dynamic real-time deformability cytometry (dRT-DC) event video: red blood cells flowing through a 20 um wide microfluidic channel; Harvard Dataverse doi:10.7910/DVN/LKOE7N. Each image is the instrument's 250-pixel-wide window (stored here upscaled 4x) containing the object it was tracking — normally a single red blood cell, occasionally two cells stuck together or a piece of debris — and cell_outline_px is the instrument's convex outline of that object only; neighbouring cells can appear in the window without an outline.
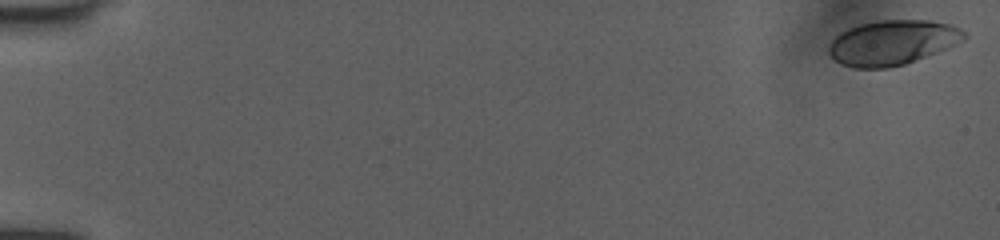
{"species": "human", "species_latin": "Homo sapiens", "temperature_condition": "room temperature", "stored_images_in_passage": 52, "camera_frame_rate_fps": 3000, "um_per_image_px": 0.085, "donor": {"sex": "female"}, "frame": {"image": 1, "passage_image": 1, "time_ms": 0.0, "image_size_px": [1000, 240], "cell_outline_px": [[968, 36], [964, 40], [948, 48], [904, 64], [888, 68], [852, 68], [840, 64], [828, 52], [828, 48], [832, 40], [840, 32], [848, 28], [860, 24], [880, 20], [928, 20], [948, 24], [960, 28], [968, 32]], "centroid_in_image_um": [75.87, 3.62], "position_along_channel_um": 9.1, "area_um2": 35.43}}
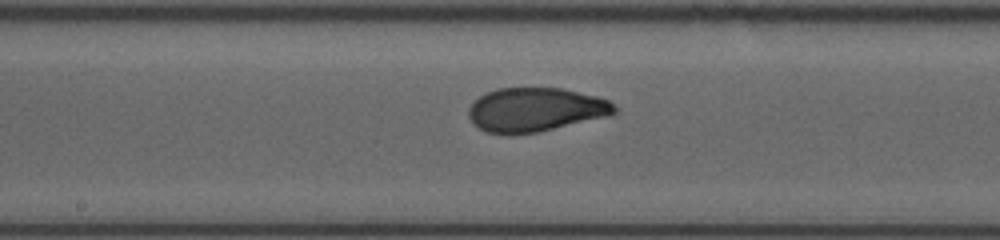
{"frame": {"image": 2, "passage_image": 29, "time_ms": 9.333, "image_size_px": [1000, 240], "cell_outline_px": [[620, 112], [612, 116], [536, 132], [508, 136], [484, 132], [468, 116], [468, 108], [480, 96], [496, 88], [560, 88], [596, 96], [608, 100], [616, 104], [620, 108]], "centroid_in_image_um": [45.57, 9.34], "position_along_channel_um": 202.6, "area_um2": 37.8}}
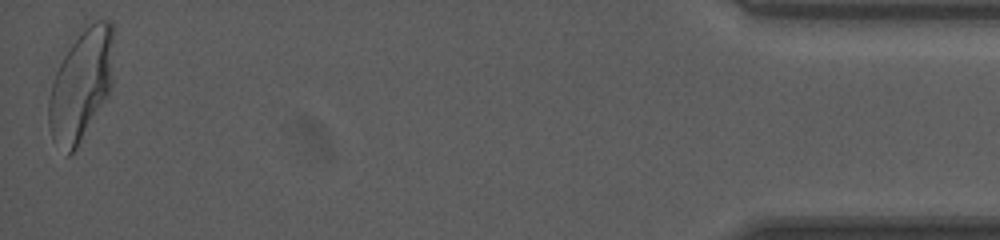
{"frame": {"image": 3, "passage_image": 52, "time_ms": 17.0, "image_size_px": [1000, 240], "cell_outline_px": [[112, 88], [108, 96], [76, 148], [68, 156], [52, 140], [48, 124], [48, 100], [52, 80], [64, 56], [72, 44], [96, 20], [112, 20]], "centroid_in_image_um": [6.88, 7.3], "position_along_channel_um": 428.3, "area_um2": 41.33}, "authors_computed_cell_mechanics": {"area_um2": 37.3099, "velocity_mm_per_s": 4.0052, "shape_relaxation_time_tau1_ms": 4.2586, "shape_relaxation_time_tau2_ms": null, "deformation_change_tau1": 0.1873, "deformation_change_tau2": null}}